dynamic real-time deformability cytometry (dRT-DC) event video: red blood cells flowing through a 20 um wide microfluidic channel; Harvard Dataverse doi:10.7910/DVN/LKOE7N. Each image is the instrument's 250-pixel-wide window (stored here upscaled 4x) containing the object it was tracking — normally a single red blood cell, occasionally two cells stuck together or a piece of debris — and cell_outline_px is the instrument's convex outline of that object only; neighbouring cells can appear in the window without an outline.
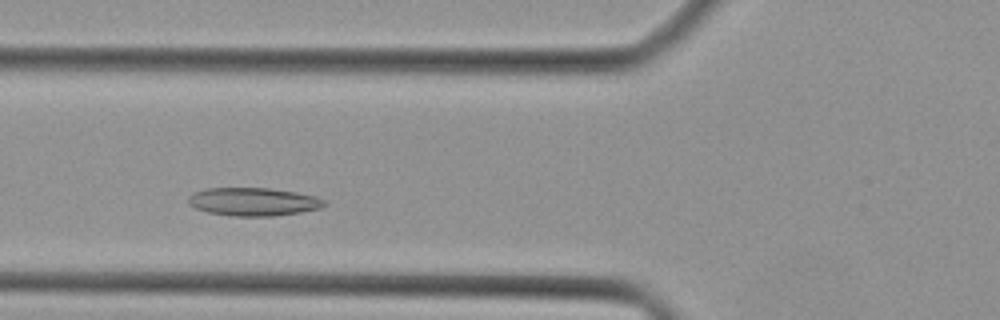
{"species": "Egyptian fruit bat (a non-hibernating species)", "species_latin": "Rousettus aegyptiacus", "temperature_condition": "cold", "stored_images_in_passage": 25, "camera_frame_rate_fps": 3000, "um_per_image_px": 0.085, "animal": {"sex": "female"}, "frame": {"image": 1, "passage_image": 5, "time_ms": 1.333, "image_size_px": [1000, 320], "cell_outline_px": [[328, 204], [320, 208], [300, 212], [272, 216], [232, 216], [208, 212], [196, 208], [188, 204], [188, 196], [196, 192], [208, 188], [268, 188], [296, 192], [316, 196], [324, 200]], "centroid_in_image_um": [21.55, 17.15], "position_along_channel_um": 104.3, "area_um2": 22.25}}
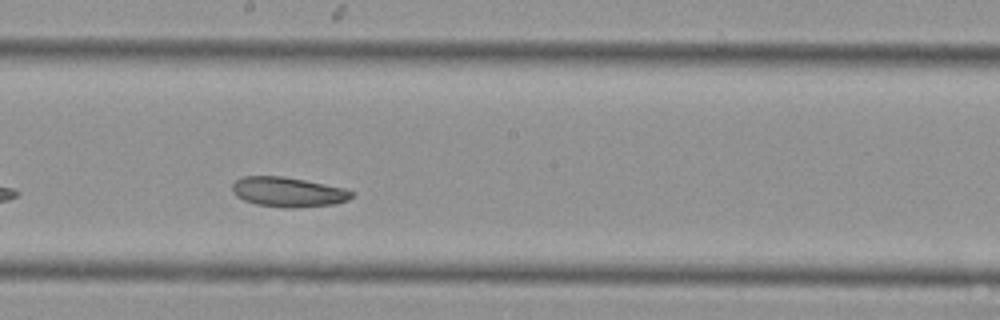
{"frame": {"image": 2, "passage_image": 13, "time_ms": 4.0, "image_size_px": [1000, 320], "cell_outline_px": [[356, 192], [348, 200], [332, 204], [296, 208], [288, 208], [256, 204], [244, 200], [236, 196], [232, 192], [232, 184], [240, 176], [284, 176], [344, 188]], "centroid_in_image_um": [24.47, 16.31], "position_along_channel_um": 223.7, "area_um2": 20.75}}
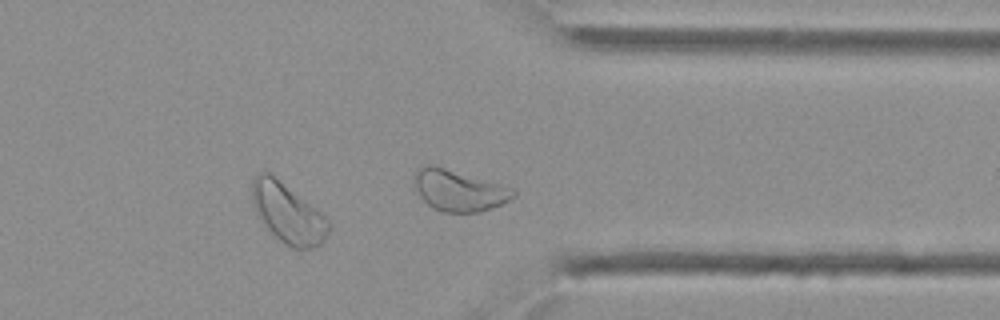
{"frame": {"image": 3, "passage_image": 23, "time_ms": 7.333, "image_size_px": [1000, 320], "cell_outline_px": [[332, 228], [324, 240], [316, 248], [292, 248], [280, 240], [256, 216], [252, 204], [252, 180], [256, 172], [268, 172], [320, 212], [328, 220]], "centroid_in_image_um": [24.45, 18.14], "position_along_channel_um": 387.0, "area_um2": 26.3}}